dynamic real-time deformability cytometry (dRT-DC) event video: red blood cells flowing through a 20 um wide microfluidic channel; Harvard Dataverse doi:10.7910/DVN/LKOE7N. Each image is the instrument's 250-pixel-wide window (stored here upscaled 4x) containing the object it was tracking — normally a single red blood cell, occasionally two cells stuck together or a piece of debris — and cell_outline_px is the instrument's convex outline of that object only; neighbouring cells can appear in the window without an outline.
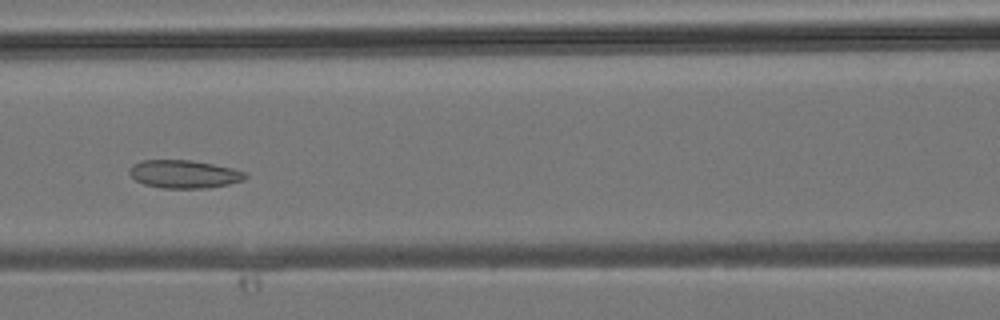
{"species": "common noctule bat (a hibernating species)", "species_latin": "Nyctalus noctula", "temperature_condition": "room temperature", "stored_images_in_passage": 28, "camera_frame_rate_fps": 3000, "um_per_image_px": 0.085, "animal": {"sex": "male", "body_mass_g": 19.2, "forearm_length_mm": 51.8}, "frame": {"image": 1, "passage_image": 8, "time_ms": 2.333, "image_size_px": [1000, 320], "cell_outline_px": [[248, 176], [244, 180], [228, 184], [208, 188], [160, 188], [144, 184], [136, 180], [128, 172], [132, 164], [140, 160], [192, 160], [232, 168], [248, 172]], "centroid_in_image_um": [15.66, 14.8], "position_along_channel_um": 150.9, "area_um2": 19.07}}
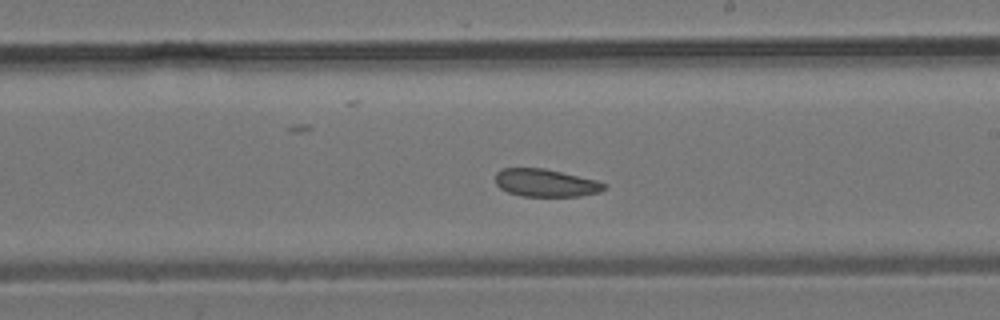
{"frame": {"image": 2, "passage_image": 13, "time_ms": 4.0, "image_size_px": [1000, 320], "cell_outline_px": [[608, 188], [600, 192], [580, 196], [520, 196], [508, 192], [500, 188], [496, 184], [496, 172], [500, 168], [544, 168], [596, 180], [608, 184]], "centroid_in_image_um": [46.4, 15.55], "position_along_channel_um": 242.6, "area_um2": 17.69}}
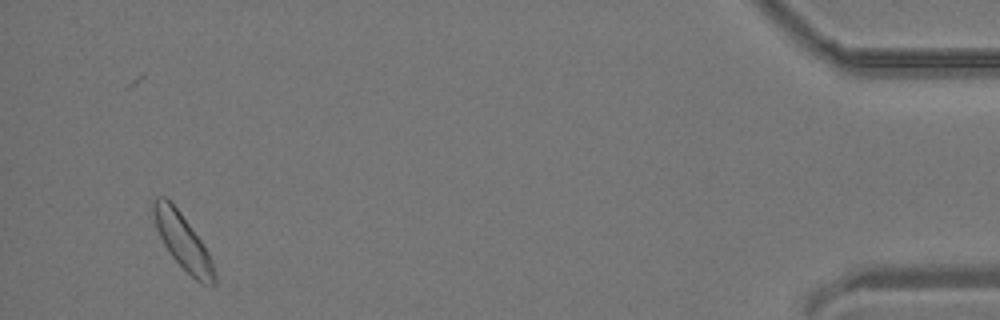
{"frame": {"image": 3, "passage_image": 27, "time_ms": 8.667, "image_size_px": [1000, 320], "cell_outline_px": [[216, 284], [212, 288], [196, 280], [168, 252], [156, 228], [152, 208], [152, 204], [156, 196], [164, 196], [172, 200], [200, 240], [208, 252], [212, 260], [216, 276]], "centroid_in_image_um": [15.54, 20.51], "position_along_channel_um": 419.7, "area_um2": 19.59}}